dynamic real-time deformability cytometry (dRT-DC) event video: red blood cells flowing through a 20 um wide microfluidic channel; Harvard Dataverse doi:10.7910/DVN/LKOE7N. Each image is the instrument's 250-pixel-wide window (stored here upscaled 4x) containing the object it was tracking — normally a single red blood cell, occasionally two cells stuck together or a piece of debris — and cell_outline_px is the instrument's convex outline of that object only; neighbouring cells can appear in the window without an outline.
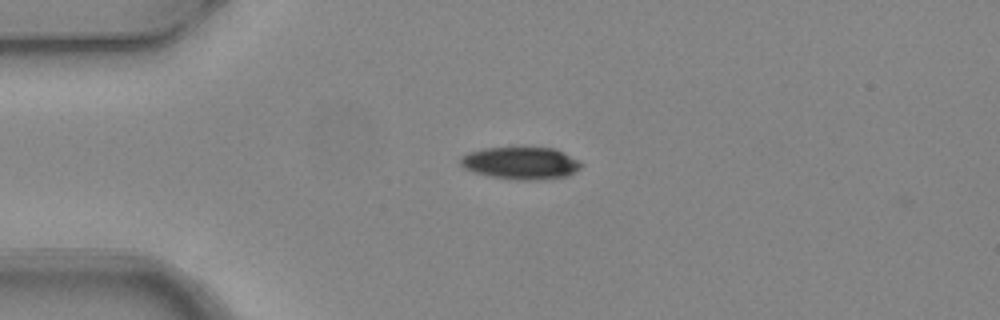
{"species": "common noctule bat (a hibernating species)", "species_latin": "Nyctalus noctula", "temperature_condition": "warm", "stored_images_in_passage": 5, "camera_frame_rate_fps": 3000, "um_per_image_px": 0.085, "animal": {"sex": "female", "body_mass_g": 24.6, "forearm_length_mm": 56.2}, "frame": {"image": 1, "passage_image": 1, "time_ms": 0.0, "image_size_px": [1000, 320], "cell_outline_px": [[584, 164], [580, 168], [568, 176], [544, 180], [516, 180], [492, 176], [476, 172], [464, 168], [460, 164], [460, 156], [468, 152], [484, 148], [556, 148]], "centroid_in_image_um": [44.28, 13.87], "position_along_channel_um": 40.7, "area_um2": 22.72}}
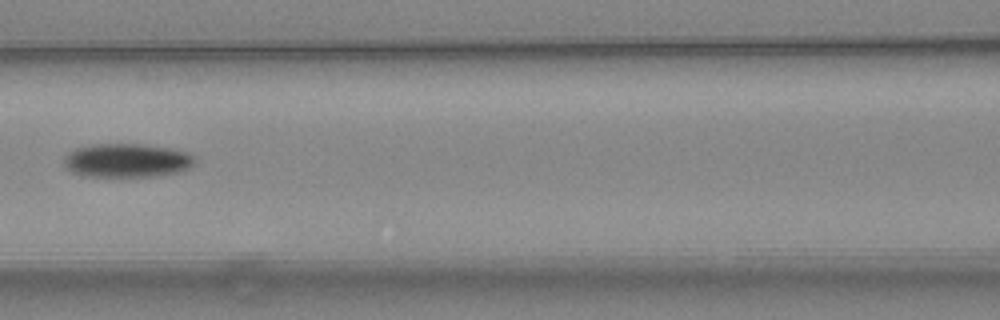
{"frame": {"image": 2, "passage_image": 4, "time_ms": 1.0, "image_size_px": [1000, 320], "cell_outline_px": [[196, 160], [188, 168], [180, 172], [160, 176], [84, 176], [72, 172], [64, 168], [64, 156], [68, 152], [76, 148], [92, 144], [140, 144], [172, 148], [188, 152], [196, 156]], "centroid_in_image_um": [10.79, 13.63], "position_along_channel_um": 155.8, "area_um2": 26.07}}
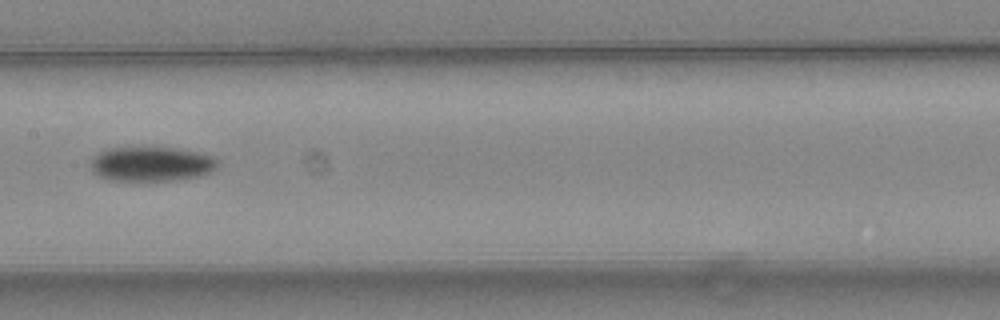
{"frame": {"image": 3, "passage_image": 5, "time_ms": 1.333, "image_size_px": [1000, 320], "cell_outline_px": [[220, 164], [216, 168], [200, 176], [176, 180], [108, 180], [92, 172], [88, 164], [92, 156], [108, 148], [132, 144], [172, 148], [196, 152], [212, 156], [220, 160]], "centroid_in_image_um": [12.8, 13.89], "position_along_channel_um": 194.6, "area_um2": 26.53}}